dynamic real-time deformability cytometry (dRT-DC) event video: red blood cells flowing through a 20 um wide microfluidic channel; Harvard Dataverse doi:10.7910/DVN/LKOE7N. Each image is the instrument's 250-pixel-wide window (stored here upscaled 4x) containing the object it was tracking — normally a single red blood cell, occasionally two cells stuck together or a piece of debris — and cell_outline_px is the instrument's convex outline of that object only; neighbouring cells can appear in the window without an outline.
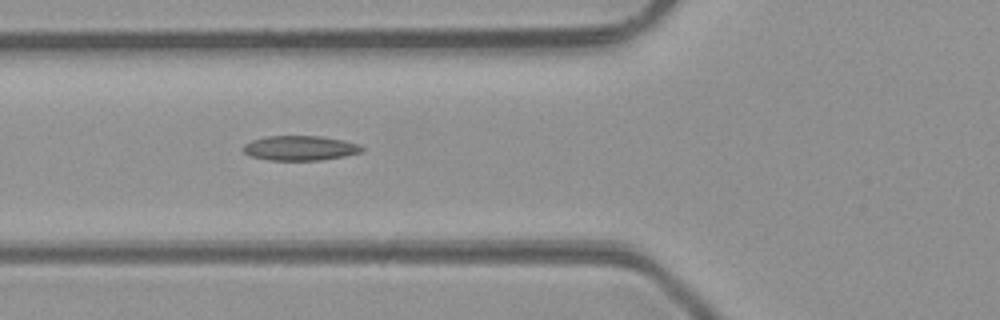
{"species": "common noctule bat (a hibernating species)", "species_latin": "Nyctalus noctula", "temperature_condition": "room temperature", "stored_images_in_passage": 4, "camera_frame_rate_fps": 3000, "um_per_image_px": 0.085, "animal": {"sex": "male", "body_mass_g": 23.1, "forearm_length_mm": 52.7}, "frame": {"image": 1, "passage_image": 2, "time_ms": 1.333, "image_size_px": [1000, 320], "cell_outline_px": [[364, 152], [344, 156], [320, 160], [268, 160], [248, 156], [244, 152], [244, 144], [252, 140], [268, 136], [320, 136], [344, 140], [356, 144], [364, 148]], "centroid_in_image_um": [25.5, 12.59], "position_along_channel_um": 100.3, "area_um2": 17.11}}
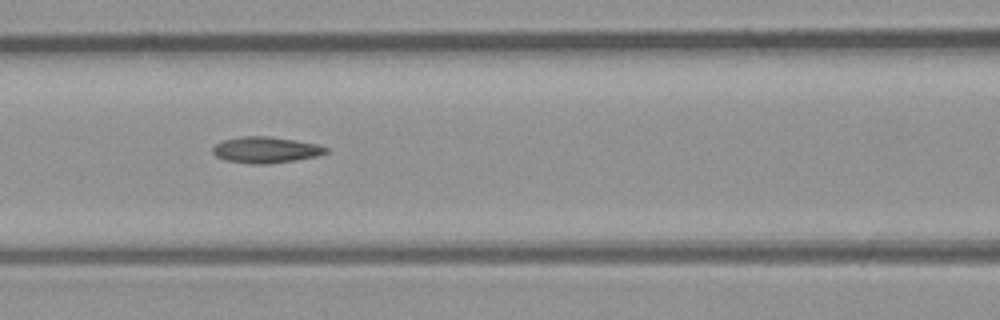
{"frame": {"image": 2, "passage_image": 3, "time_ms": 2.333, "image_size_px": [1000, 320], "cell_outline_px": [[328, 152], [316, 156], [296, 160], [268, 164], [252, 164], [224, 160], [216, 156], [212, 152], [212, 148], [216, 144], [224, 140], [240, 136], [268, 136], [296, 140], [316, 144], [328, 148]], "centroid_in_image_um": [22.57, 12.74], "position_along_channel_um": 144.0, "area_um2": 17.28}}
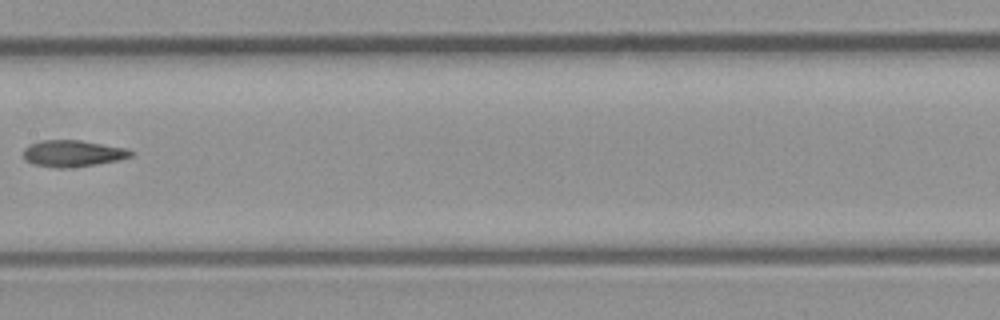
{"frame": {"image": 3, "passage_image": 4, "time_ms": 3.667, "image_size_px": [1000, 320], "cell_outline_px": [[132, 156], [116, 160], [68, 168], [56, 168], [32, 164], [24, 160], [24, 148], [32, 144], [44, 140], [80, 140], [128, 148], [132, 152]], "centroid_in_image_um": [6.16, 13.04], "position_along_channel_um": 201.2, "area_um2": 16.42}}